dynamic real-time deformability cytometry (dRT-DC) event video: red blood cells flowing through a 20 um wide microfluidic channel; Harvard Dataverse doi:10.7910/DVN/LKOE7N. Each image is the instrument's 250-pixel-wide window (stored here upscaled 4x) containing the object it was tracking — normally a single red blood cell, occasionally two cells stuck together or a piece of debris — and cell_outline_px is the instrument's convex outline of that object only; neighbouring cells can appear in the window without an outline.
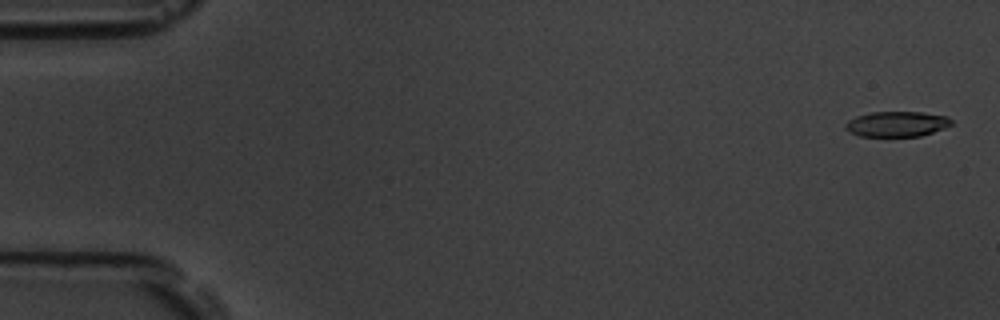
{"species": "common noctule bat (a hibernating species)", "species_latin": "Nyctalus noctula", "temperature_condition": "room temperature", "stored_images_in_passage": 55, "camera_frame_rate_fps": 3000, "um_per_image_px": 0.085, "animal": {"sex": "male", "body_mass_g": 19.5, "forearm_length_mm": 54.6}, "frame": {"image": 1, "passage_image": 2, "time_ms": 0.333, "image_size_px": [1000, 320], "cell_outline_px": [[952, 124], [944, 128], [920, 136], [860, 136], [848, 132], [844, 128], [844, 124], [848, 120], [856, 116], [872, 112], [920, 112], [948, 116], [952, 120]], "centroid_in_image_um": [76.2, 10.54], "position_along_channel_um": 8.8, "area_um2": 15.66}}
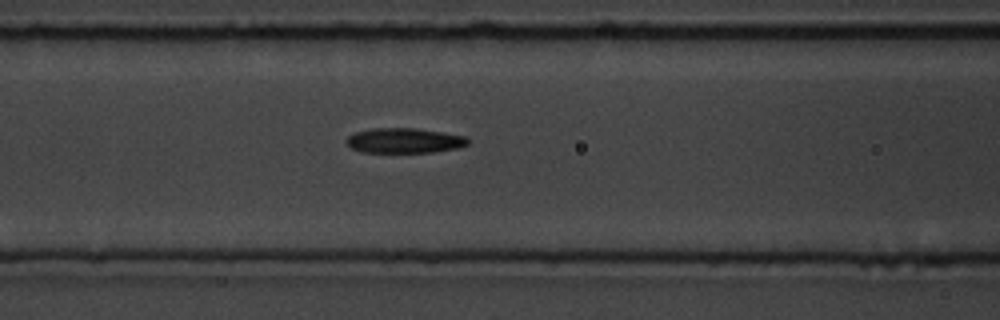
{"frame": {"image": 2, "passage_image": 23, "time_ms": 7.333, "image_size_px": [1000, 320], "cell_outline_px": [[468, 144], [456, 148], [432, 152], [360, 152], [352, 148], [344, 140], [348, 136], [356, 132], [372, 128], [416, 128], [464, 136], [468, 140]], "centroid_in_image_um": [34.32, 11.95], "position_along_channel_um": 132.3, "area_um2": 17.51}}
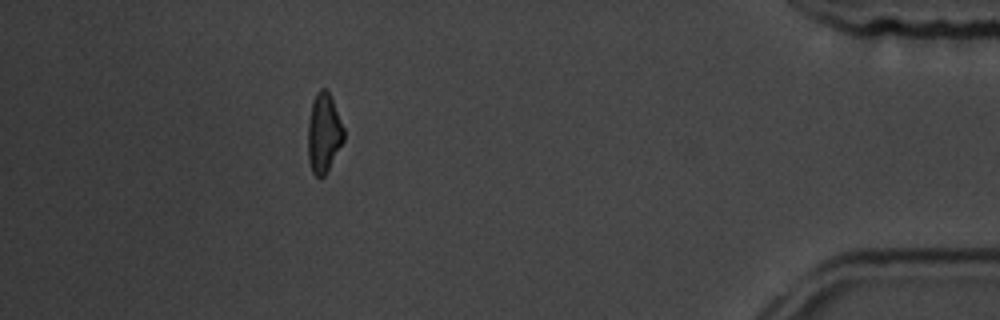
{"frame": {"image": 3, "passage_image": 49, "time_ms": 16.0, "image_size_px": [1000, 320], "cell_outline_px": [[344, 140], [324, 176], [320, 180], [312, 172], [308, 156], [308, 120], [312, 100], [316, 92], [320, 88], [324, 88], [328, 92], [332, 100], [344, 128]], "centroid_in_image_um": [27.5, 11.31], "position_along_channel_um": 407.7, "area_um2": 16.53}, "authors_computed_cell_mechanics": {"area_um2": 17.5134, "velocity_mm_per_s": 3.7879, "shape_relaxation_time_tau1_ms": 5.5993, "shape_relaxation_time_tau2_ms": 8.3307, "deformation_change_tau1": 0.1805, "deformation_change_tau2": 0.1777}}